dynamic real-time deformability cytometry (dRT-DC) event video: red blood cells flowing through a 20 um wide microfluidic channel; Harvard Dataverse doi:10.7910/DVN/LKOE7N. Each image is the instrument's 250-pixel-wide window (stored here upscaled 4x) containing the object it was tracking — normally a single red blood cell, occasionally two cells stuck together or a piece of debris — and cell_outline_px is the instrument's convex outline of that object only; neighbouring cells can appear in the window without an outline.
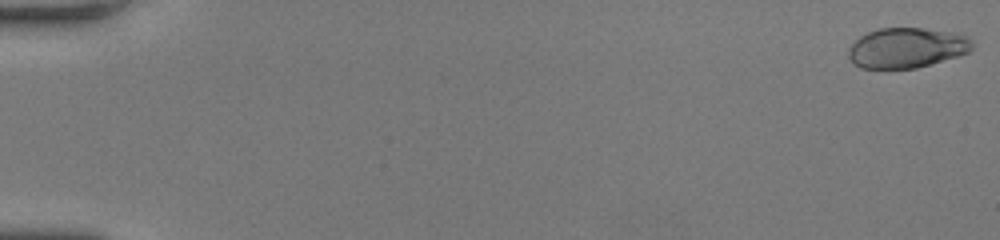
{"species": "human", "species_latin": "Homo sapiens", "temperature_condition": "room temperature", "stored_images_in_passage": 60, "camera_frame_rate_fps": 3000, "um_per_image_px": 0.085, "donor": {"sex": "female"}, "frame": {"image": 1, "passage_image": 1, "time_ms": 0.0, "image_size_px": [1000, 240], "cell_outline_px": [[972, 48], [968, 52], [956, 56], [916, 68], [860, 68], [852, 64], [848, 56], [848, 48], [860, 36], [868, 32], [880, 28], [924, 28], [952, 32], [968, 36], [972, 40]], "centroid_in_image_um": [77.04, 4.06], "position_along_channel_um": 8.0, "area_um2": 28.9}}
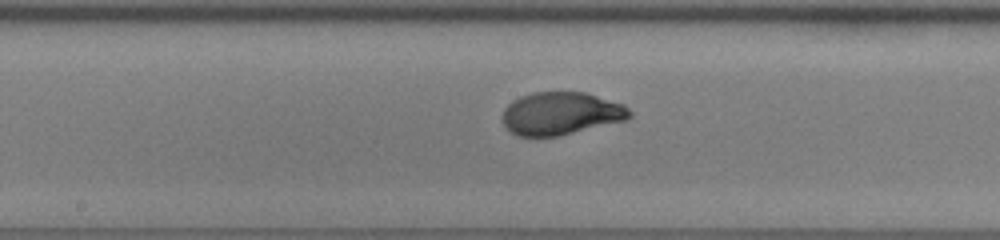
{"frame": {"image": 2, "passage_image": 33, "time_ms": 10.667, "image_size_px": [1000, 240], "cell_outline_px": [[632, 116], [628, 120], [560, 136], [516, 136], [500, 120], [504, 108], [512, 100], [520, 96], [532, 92], [584, 92], [624, 104], [632, 112]], "centroid_in_image_um": [47.68, 9.65], "position_along_channel_um": 200.5, "area_um2": 32.08}}
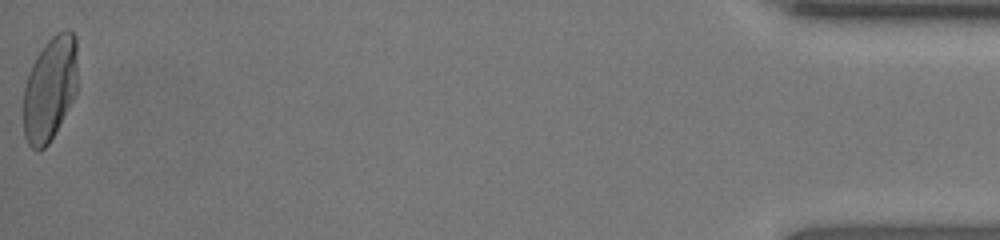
{"frame": {"image": 3, "passage_image": 60, "time_ms": 19.667, "image_size_px": [1000, 240], "cell_outline_px": [[76, 96], [48, 144], [44, 148], [36, 152], [28, 144], [24, 136], [24, 88], [28, 72], [36, 56], [44, 44], [56, 32], [68, 28], [76, 36]], "centroid_in_image_um": [4.24, 7.53], "position_along_channel_um": 431.0, "area_um2": 33.12}, "authors_computed_cell_mechanics": {"area_um2": 31.8767, "velocity_mm_per_s": 3.5679, "shape_relaxation_time_tau1_ms": 3.7744, "shape_relaxation_time_tau2_ms": null, "deformation_change_tau1": 0.1967, "deformation_change_tau2": null}}